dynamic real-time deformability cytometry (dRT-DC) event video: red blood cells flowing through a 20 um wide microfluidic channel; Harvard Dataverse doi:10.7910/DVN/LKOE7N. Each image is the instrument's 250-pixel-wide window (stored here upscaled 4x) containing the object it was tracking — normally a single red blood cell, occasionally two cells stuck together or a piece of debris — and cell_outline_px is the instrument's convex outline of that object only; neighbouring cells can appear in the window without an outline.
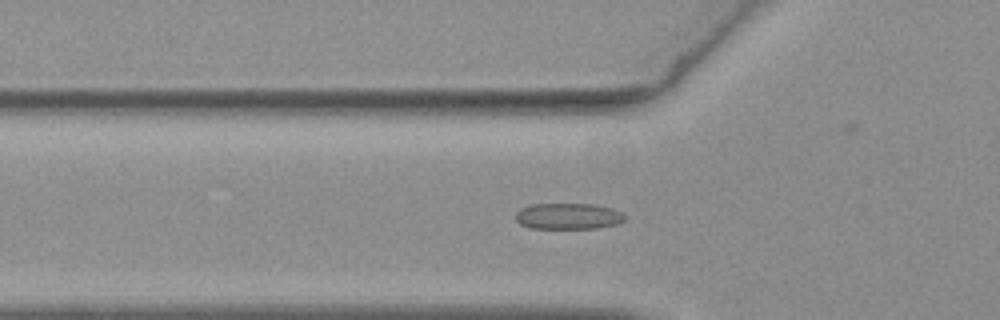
{"species": "common noctule bat (a hibernating species)", "species_latin": "Nyctalus noctula", "temperature_condition": "warm", "stored_images_in_passage": 57, "camera_frame_rate_fps": 3000, "um_per_image_px": 0.085, "animal": {"sex": "female", "body_mass_g": 19.3, "forearm_length_mm": 54.1}, "frame": {"image": 1, "passage_image": 19, "time_ms": 6.0, "image_size_px": [1000, 320], "cell_outline_px": [[628, 216], [624, 220], [616, 224], [596, 228], [528, 228], [520, 224], [516, 220], [516, 212], [520, 208], [532, 204], [596, 204], [612, 208]], "centroid_in_image_um": [48.29, 18.37], "position_along_channel_um": 77.5, "area_um2": 16.7}}
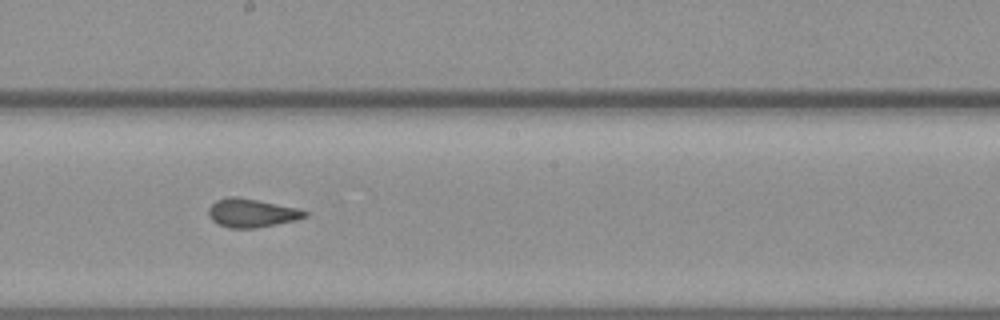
{"frame": {"image": 2, "passage_image": 31, "time_ms": 10.0, "image_size_px": [1000, 320], "cell_outline_px": [[308, 216], [296, 220], [256, 228], [228, 228], [216, 224], [208, 216], [208, 208], [216, 200], [228, 196], [236, 196], [296, 208], [308, 212]], "centroid_in_image_um": [21.34, 18.11], "position_along_channel_um": 226.9, "area_um2": 16.01}}
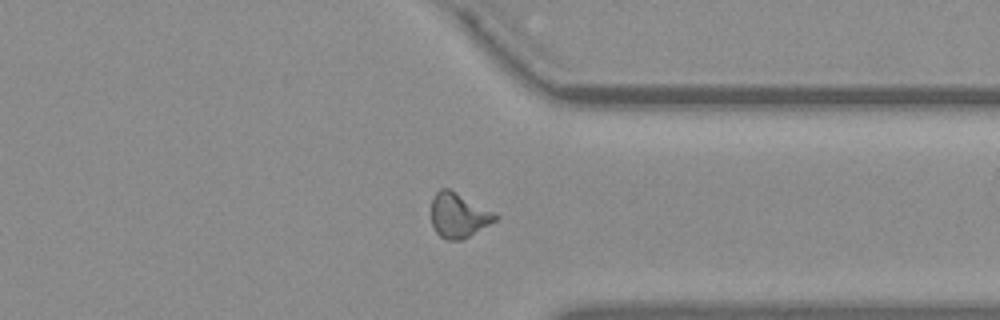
{"frame": {"image": 3, "passage_image": 43, "time_ms": 14.0, "image_size_px": [1000, 320], "cell_outline_px": [[500, 216], [496, 220], [468, 236], [460, 240], [448, 240], [440, 236], [432, 228], [432, 200], [436, 192], [440, 188], [448, 188], [496, 212]], "centroid_in_image_um": [38.98, 18.29], "position_along_channel_um": 372.4, "area_um2": 16.59}, "authors_computed_cell_mechanics": {"area_um2": 16.3574, "velocity_mm_per_s": 3.7175, "shape_relaxation_time_tau1_ms": null, "shape_relaxation_time_tau2_ms": 0.8467, "deformation_change_tau1": null, "deformation_change_tau2": 0.0819}}